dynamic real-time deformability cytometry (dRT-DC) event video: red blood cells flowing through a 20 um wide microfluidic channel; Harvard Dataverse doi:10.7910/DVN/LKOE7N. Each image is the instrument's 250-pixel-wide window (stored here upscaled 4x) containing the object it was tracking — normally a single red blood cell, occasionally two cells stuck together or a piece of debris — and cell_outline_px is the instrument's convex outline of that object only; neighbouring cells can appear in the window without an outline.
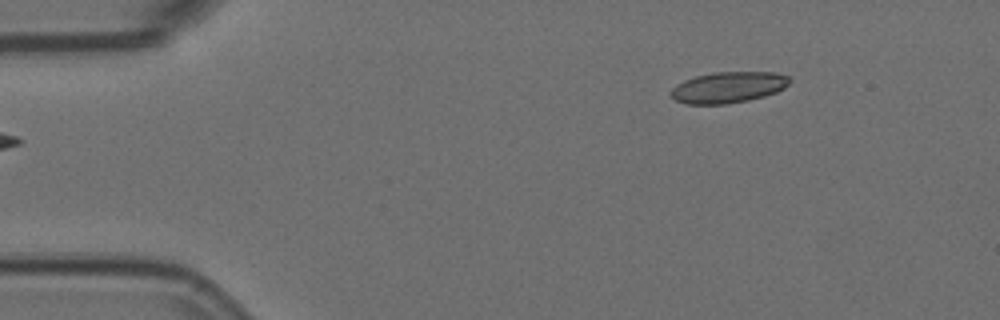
{"species": "Egyptian fruit bat (a non-hibernating species)", "species_latin": "Rousettus aegyptiacus", "temperature_condition": "room temperature", "stored_images_in_passage": 5, "camera_frame_rate_fps": 3000, "um_per_image_px": 0.085, "animal": {"sex": "female"}, "frame": {"image": 1, "passage_image": 5, "time_ms": 1.333, "image_size_px": [1000, 320], "cell_outline_px": [[792, 80], [784, 88], [776, 92], [764, 96], [748, 100], [728, 104], [688, 104], [676, 100], [668, 96], [668, 92], [676, 84], [684, 80], [696, 76], [712, 72], [776, 72], [788, 76]], "centroid_in_image_um": [61.87, 7.42], "position_along_channel_um": 23.1, "area_um2": 21.73}}